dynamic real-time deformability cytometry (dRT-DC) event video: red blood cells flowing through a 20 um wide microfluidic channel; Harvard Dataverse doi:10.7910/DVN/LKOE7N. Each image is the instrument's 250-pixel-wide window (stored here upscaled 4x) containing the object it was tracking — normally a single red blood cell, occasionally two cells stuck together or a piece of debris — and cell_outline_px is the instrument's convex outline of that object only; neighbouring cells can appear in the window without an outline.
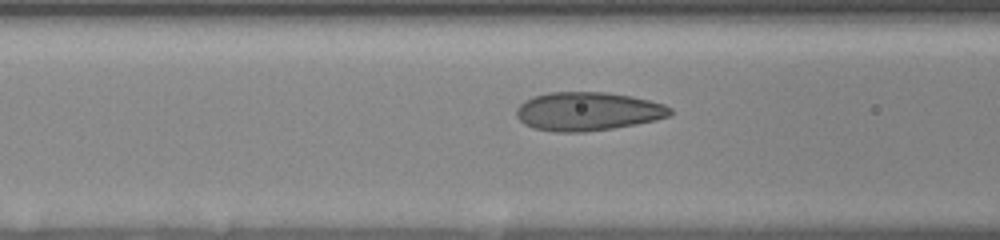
{"species": "human", "species_latin": "Homo sapiens", "temperature_condition": "room temperature", "stored_images_in_passage": 13, "camera_frame_rate_fps": 3000, "um_per_image_px": 0.085, "donor": {"sex": "female"}, "frame": {"image": 1, "passage_image": 5, "time_ms": 1.333, "image_size_px": [1000, 240], "cell_outline_px": [[672, 112], [668, 116], [656, 120], [636, 124], [612, 128], [584, 132], [556, 132], [532, 128], [524, 124], [516, 116], [516, 108], [524, 100], [532, 96], [548, 92], [608, 92], [632, 96], [664, 104], [672, 108]], "centroid_in_image_um": [49.93, 9.46], "position_along_channel_um": 116.7, "area_um2": 34.8}}
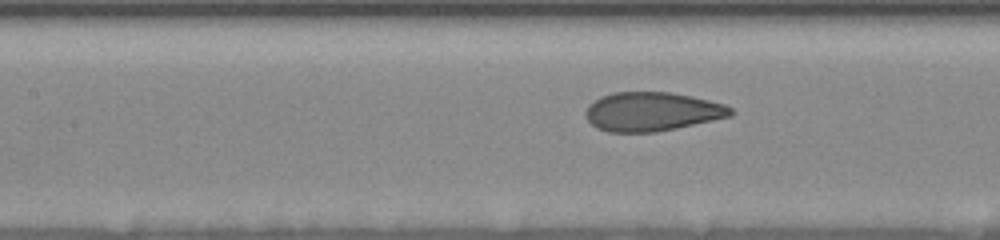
{"frame": {"image": 2, "passage_image": 9, "time_ms": 2.333, "image_size_px": [1000, 240], "cell_outline_px": [[736, 112], [732, 116], [676, 128], [656, 132], [608, 132], [596, 128], [588, 120], [584, 112], [588, 104], [600, 96], [612, 92], [668, 92], [692, 96], [724, 104], [732, 108]], "centroid_in_image_um": [55.41, 9.48], "position_along_channel_um": 152.0, "area_um2": 33.12}}